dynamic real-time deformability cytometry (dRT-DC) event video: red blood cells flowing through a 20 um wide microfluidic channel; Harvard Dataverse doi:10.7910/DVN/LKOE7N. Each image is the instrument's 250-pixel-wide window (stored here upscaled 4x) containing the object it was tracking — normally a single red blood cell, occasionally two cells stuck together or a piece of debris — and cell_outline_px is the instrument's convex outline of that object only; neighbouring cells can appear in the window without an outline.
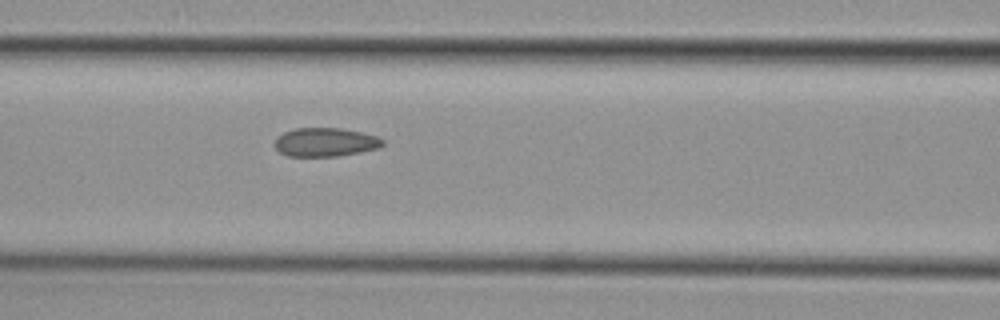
{"species": "common noctule bat (a hibernating species)", "species_latin": "Nyctalus noctula", "temperature_condition": "cold", "stored_images_in_passage": 7, "camera_frame_rate_fps": 3000, "um_per_image_px": 0.085, "animal": {"sex": "female", "body_mass_g": 29.2, "forearm_length_mm": 56.3}, "frame": {"image": 1, "passage_image": 7, "time_ms": 2.0, "image_size_px": [1000, 320], "cell_outline_px": [[384, 144], [380, 148], [360, 152], [336, 156], [288, 156], [280, 152], [272, 144], [284, 132], [296, 128], [340, 128], [360, 132], [376, 136], [384, 140]], "centroid_in_image_um": [27.66, 12.09], "position_along_channel_um": 138.9, "area_um2": 17.98}}